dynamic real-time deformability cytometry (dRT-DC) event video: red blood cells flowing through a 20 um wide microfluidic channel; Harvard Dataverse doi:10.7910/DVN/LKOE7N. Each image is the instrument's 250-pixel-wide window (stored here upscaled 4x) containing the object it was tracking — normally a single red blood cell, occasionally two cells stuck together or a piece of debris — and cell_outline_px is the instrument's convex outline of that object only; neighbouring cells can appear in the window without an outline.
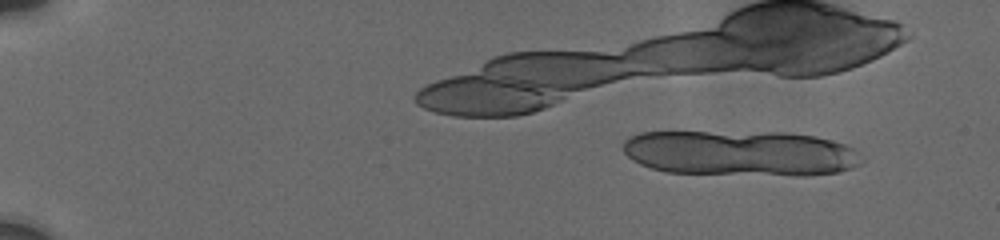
{"species": "human", "species_latin": "Homo sapiens", "temperature_condition": "cold", "stored_images_in_passage": 12, "camera_frame_rate_fps": 3000, "um_per_image_px": 0.085, "donor": {"sex": "male"}, "frame": {"image": 1, "passage_image": 4, "time_ms": 1.667, "image_size_px": [1000, 240], "cell_outline_px": [[864, 160], [860, 164], [852, 168], [836, 172], [808, 176], [796, 176], [668, 172], [652, 168], [640, 164], [632, 160], [624, 152], [624, 140], [628, 136], [640, 132], [788, 132], [816, 136], [832, 140], [844, 144], [852, 148]], "centroid_in_image_um": [62.95, 13.02], "position_along_channel_um": 22.0, "area_um2": 63.81}}